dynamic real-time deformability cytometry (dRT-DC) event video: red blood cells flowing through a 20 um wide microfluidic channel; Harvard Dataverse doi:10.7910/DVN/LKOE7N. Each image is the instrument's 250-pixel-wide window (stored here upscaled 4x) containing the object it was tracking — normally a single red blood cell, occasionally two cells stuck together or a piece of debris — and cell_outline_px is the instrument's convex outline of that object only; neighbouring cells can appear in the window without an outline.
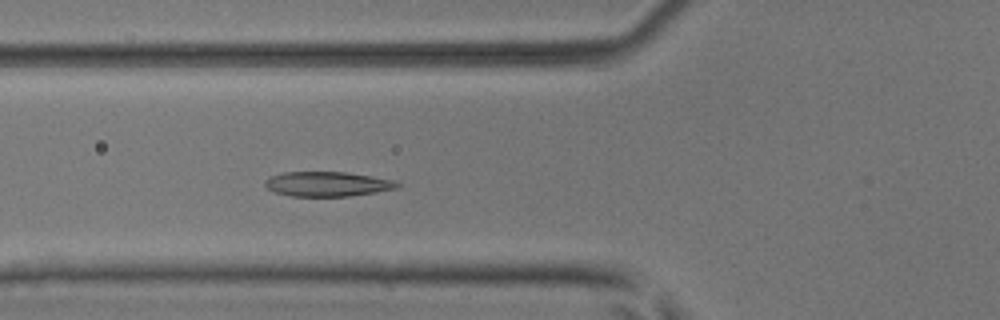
{"species": "common noctule bat (a hibernating species)", "species_latin": "Nyctalus noctula", "temperature_condition": "room temperature", "stored_images_in_passage": 7, "camera_frame_rate_fps": 3000, "um_per_image_px": 0.085, "animal": {"sex": "male", "body_mass_g": 17.9, "forearm_length_mm": 54.2}, "frame": {"image": 1, "passage_image": 6, "time_ms": 1.667, "image_size_px": [1000, 320], "cell_outline_px": [[400, 188], [376, 192], [348, 196], [292, 196], [276, 192], [268, 188], [264, 184], [264, 180], [268, 176], [284, 172], [348, 172], [392, 180], [400, 184]], "centroid_in_image_um": [27.81, 15.63], "position_along_channel_um": 98.0, "area_um2": 19.02}}